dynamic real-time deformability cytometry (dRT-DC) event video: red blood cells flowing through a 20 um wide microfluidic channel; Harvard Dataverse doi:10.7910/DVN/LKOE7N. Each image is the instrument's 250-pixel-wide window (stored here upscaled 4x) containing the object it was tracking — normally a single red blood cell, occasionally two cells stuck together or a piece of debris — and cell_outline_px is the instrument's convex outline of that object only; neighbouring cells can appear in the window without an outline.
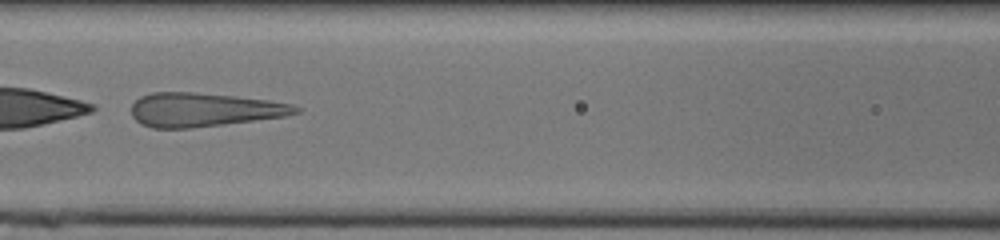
{"species": "human", "species_latin": "Homo sapiens", "temperature_condition": "cold", "stored_images_in_passage": 48, "segment_of_instrument_passage": [2, 2], "camera_frame_rate_fps": 3000, "um_per_image_px": 0.085, "donor": {"sex": "male"}, "frame": {"image": 1, "passage_image": 22, "time_ms": 7.0, "image_size_px": [1000, 240], "cell_outline_px": [[300, 112], [284, 116], [224, 124], [192, 128], [152, 128], [140, 124], [132, 116], [132, 104], [140, 96], [152, 92], [196, 92], [236, 96], [268, 100], [292, 104], [300, 108]], "centroid_in_image_um": [17.3, 9.32], "position_along_channel_um": 149.3, "area_um2": 32.37}}
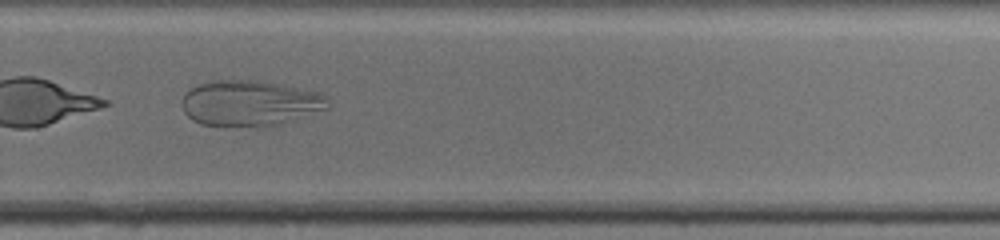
{"frame": {"image": 2, "passage_image": 34, "time_ms": 11.0, "image_size_px": [1000, 240], "cell_outline_px": [[328, 108], [280, 124], [200, 124], [192, 120], [184, 112], [184, 96], [188, 88], [212, 80], [256, 80], [320, 92], [328, 100]], "centroid_in_image_um": [21.24, 8.73], "position_along_channel_um": 308.6, "area_um2": 37.69}}